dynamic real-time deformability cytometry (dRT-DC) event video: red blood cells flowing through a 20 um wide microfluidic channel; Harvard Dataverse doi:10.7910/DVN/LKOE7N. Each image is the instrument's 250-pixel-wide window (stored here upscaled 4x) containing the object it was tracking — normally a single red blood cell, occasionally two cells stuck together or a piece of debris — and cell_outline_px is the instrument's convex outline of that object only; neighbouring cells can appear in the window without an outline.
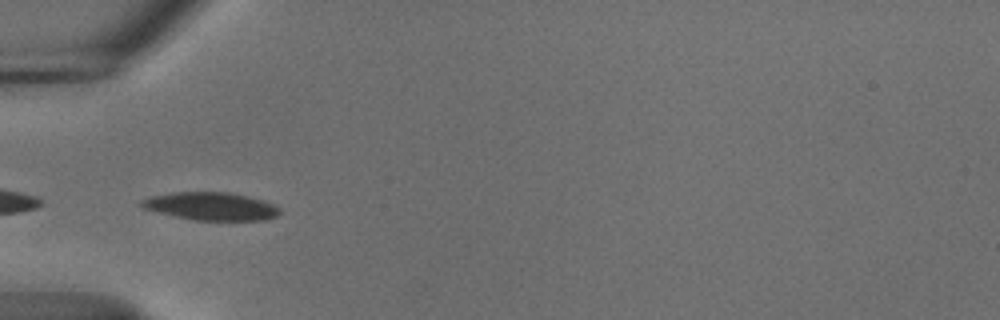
{"species": "common noctule bat (a hibernating species)", "species_latin": "Nyctalus noctula", "temperature_condition": "cold", "stored_images_in_passage": 38, "camera_frame_rate_fps": 3000, "um_per_image_px": 0.085, "animal": {"sex": "male", "body_mass_g": 18.8}, "frame": {"image": 1, "passage_image": 1, "time_ms": 0.0, "image_size_px": [1000, 320], "cell_outline_px": [[280, 212], [276, 216], [264, 220], [192, 220], [140, 208], [140, 200], [152, 196], [176, 192], [228, 192], [248, 196], [272, 204], [280, 208]], "centroid_in_image_um": [17.9, 17.53], "position_along_channel_um": 67.1, "area_um2": 22.37}}
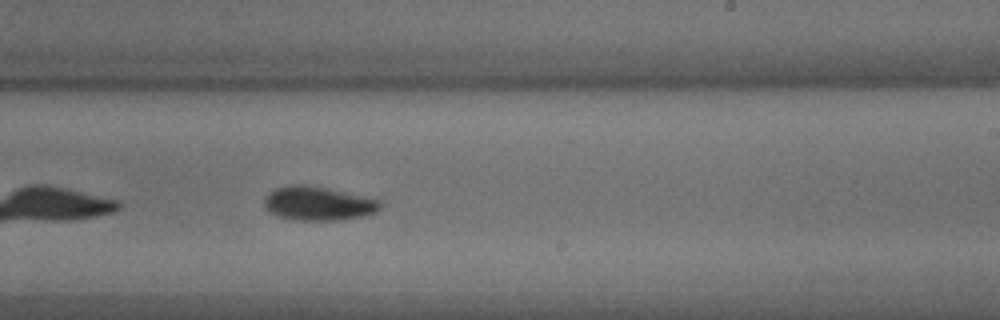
{"frame": {"image": 2, "passage_image": 17, "time_ms": 5.333, "image_size_px": [1000, 320], "cell_outline_px": [[380, 208], [376, 212], [364, 216], [344, 220], [292, 220], [280, 216], [264, 208], [264, 200], [268, 192], [276, 188], [292, 184], [308, 184], [328, 188], [380, 200]], "centroid_in_image_um": [27.03, 17.29], "position_along_channel_um": 262.0, "area_um2": 23.0}}
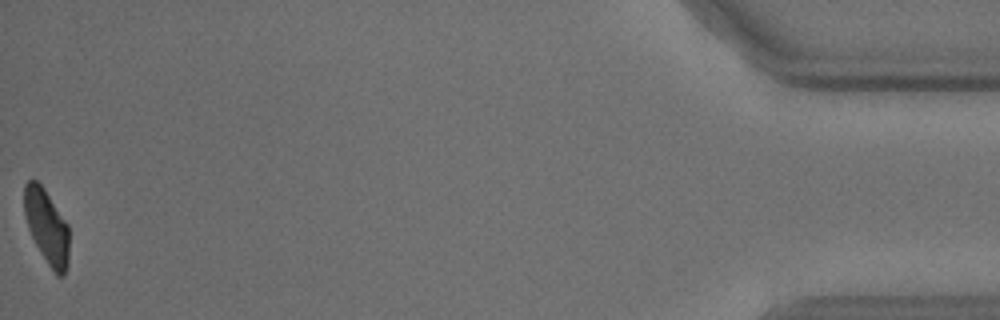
{"frame": {"image": 3, "passage_image": 38, "time_ms": 12.333, "image_size_px": [1000, 320], "cell_outline_px": [[68, 264], [64, 276], [56, 276], [40, 252], [28, 228], [24, 212], [24, 184], [28, 180], [36, 180], [44, 188], [68, 224]], "centroid_in_image_um": [3.97, 19.27], "position_along_channel_um": 431.2, "area_um2": 19.42}, "authors_computed_cell_mechanics": {"area_um2": 22.0218, "velocity_mm_per_s": 3.6773, "shape_relaxation_time_tau1_ms": 3.2385, "shape_relaxation_time_tau2_ms": null, "deformation_change_tau1": 0.1193, "deformation_change_tau2": null}}